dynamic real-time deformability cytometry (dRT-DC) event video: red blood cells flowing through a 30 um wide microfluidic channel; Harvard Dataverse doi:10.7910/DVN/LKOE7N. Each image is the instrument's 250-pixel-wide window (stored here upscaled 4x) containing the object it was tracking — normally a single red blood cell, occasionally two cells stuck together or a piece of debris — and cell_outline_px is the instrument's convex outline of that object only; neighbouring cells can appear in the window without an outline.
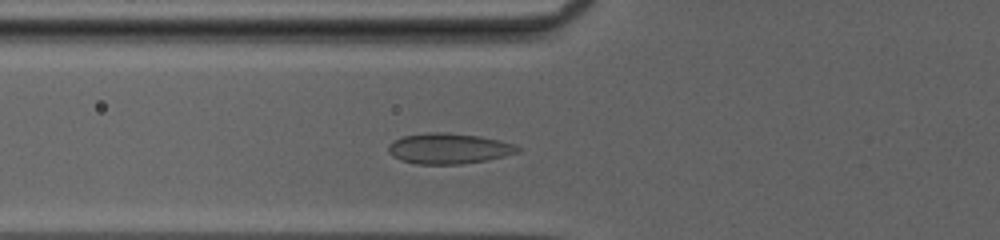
{"species": "common noctule bat (a hibernating species)", "species_latin": "Nyctalus noctula", "temperature_condition": "cold", "stored_images_in_passage": 45, "camera_frame_rate_fps": 3000, "um_per_image_px": 0.085, "animal": {"sex": "female", "body_mass_g": 20.0, "forearm_length_mm": 54.0}, "frame": {"image": 1, "passage_image": 15, "time_ms": 4.667, "image_size_px": [1000, 240], "cell_outline_px": [[520, 152], [488, 160], [460, 164], [416, 164], [400, 160], [392, 156], [388, 152], [388, 144], [392, 140], [404, 136], [428, 132], [448, 132], [480, 136], [512, 144], [520, 148]], "centroid_in_image_um": [38.09, 12.62], "position_along_channel_um": 87.7, "area_um2": 23.12}}
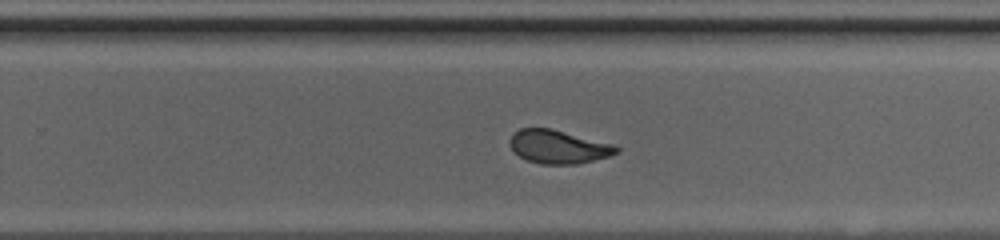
{"frame": {"image": 2, "passage_image": 29, "time_ms": 9.333, "image_size_px": [1000, 240], "cell_outline_px": [[620, 152], [608, 156], [576, 164], [540, 164], [528, 160], [520, 156], [508, 144], [508, 140], [512, 132], [520, 128], [552, 128], [612, 144], [620, 148]], "centroid_in_image_um": [47.42, 12.46], "position_along_channel_um": 282.4, "area_um2": 20.75}}
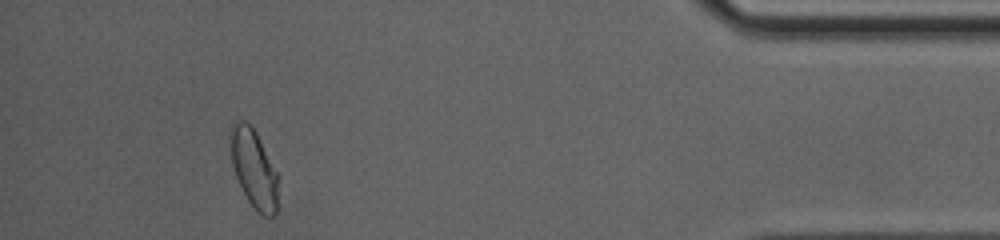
{"frame": {"image": 3, "passage_image": 42, "time_ms": 13.667, "image_size_px": [1000, 240], "cell_outline_px": [[280, 180], [276, 212], [272, 216], [264, 216], [256, 212], [248, 200], [236, 176], [232, 164], [228, 136], [232, 124], [240, 120], [244, 120], [256, 132], [280, 176]], "centroid_in_image_um": [21.6, 14.34], "position_along_channel_um": 413.6, "area_um2": 22.25}, "authors_computed_cell_mechanics": {"area_um2": 22.0796, "velocity_mm_per_s": 4.1755, "shape_relaxation_time_tau1_ms": 8.4603, "shape_relaxation_time_tau2_ms": null, "deformation_change_tau1": 0.1692, "deformation_change_tau2": null}}